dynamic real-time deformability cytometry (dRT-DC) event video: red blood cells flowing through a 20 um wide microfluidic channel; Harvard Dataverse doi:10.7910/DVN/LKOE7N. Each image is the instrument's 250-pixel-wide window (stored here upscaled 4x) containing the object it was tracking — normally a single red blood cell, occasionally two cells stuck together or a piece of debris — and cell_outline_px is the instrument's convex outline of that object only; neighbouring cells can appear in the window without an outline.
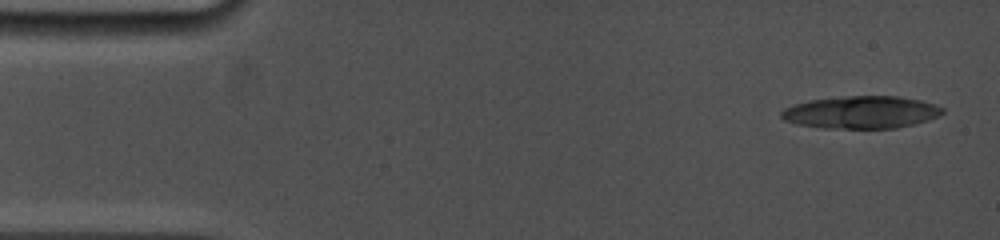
{"species": "common noctule bat (a hibernating species)", "species_latin": "Nyctalus noctula", "temperature_condition": "cold", "stored_images_in_passage": 6, "camera_frame_rate_fps": 5000, "um_per_image_px": 0.085, "animal": {"sex": "female", "body_mass_g": 19.0, "forearm_length_mm": 53.3}, "frame": {"image": 1, "passage_image": 1, "time_ms": 0.0, "image_size_px": [1000, 240], "cell_outline_px": [[944, 112], [940, 116], [928, 120], [896, 128], [820, 128], [796, 124], [784, 120], [780, 116], [780, 112], [784, 108], [808, 100], [844, 96], [900, 96], [920, 100], [936, 104], [944, 108]], "centroid_in_image_um": [73.21, 9.54], "position_along_channel_um": 11.8, "area_um2": 30.69}}